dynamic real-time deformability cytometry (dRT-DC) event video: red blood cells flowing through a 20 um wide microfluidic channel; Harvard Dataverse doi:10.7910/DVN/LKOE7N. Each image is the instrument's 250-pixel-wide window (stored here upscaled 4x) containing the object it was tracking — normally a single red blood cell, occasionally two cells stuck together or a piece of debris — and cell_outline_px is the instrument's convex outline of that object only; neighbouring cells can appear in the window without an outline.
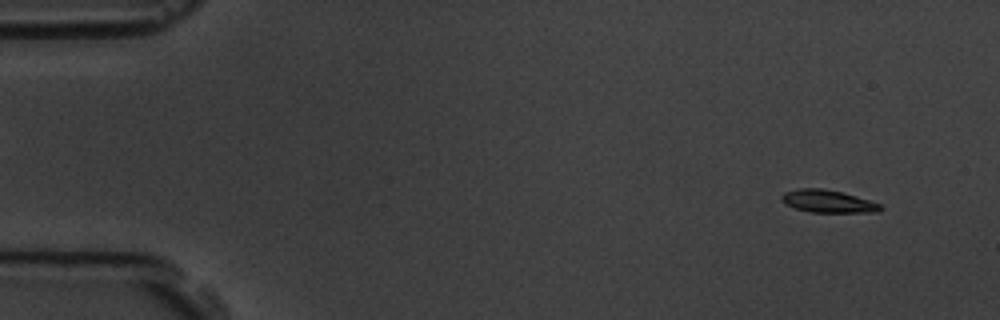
{"species": "common noctule bat (a hibernating species)", "species_latin": "Nyctalus noctula", "temperature_condition": "room temperature", "stored_images_in_passage": 5, "camera_frame_rate_fps": 3000, "um_per_image_px": 0.085, "animal": {"sex": "male", "body_mass_g": 19.5, "forearm_length_mm": 54.6}, "frame": {"image": 1, "passage_image": 1, "time_ms": 0.0, "image_size_px": [1000, 320], "cell_outline_px": [[884, 208], [880, 212], [812, 212], [796, 208], [784, 204], [780, 200], [780, 196], [784, 192], [800, 188], [820, 188], [840, 192], [856, 196], [880, 204]], "centroid_in_image_um": [70.35, 17.11], "position_along_channel_um": 14.7, "area_um2": 12.95}}
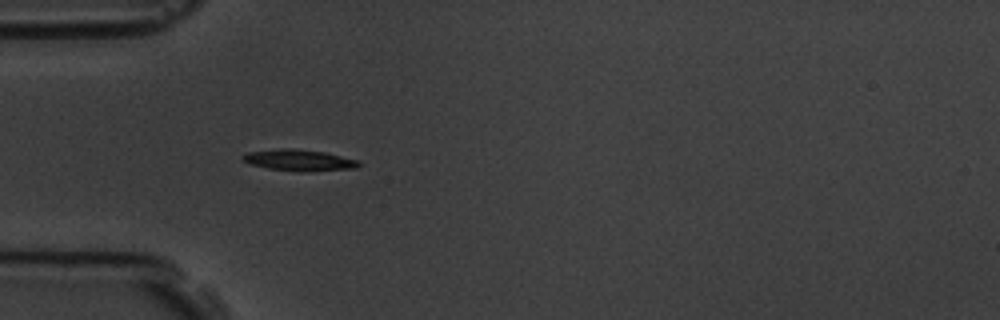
{"frame": {"image": 2, "passage_image": 4, "time_ms": 4.333, "image_size_px": [1000, 320], "cell_outline_px": [[360, 164], [356, 168], [300, 172], [268, 168], [252, 164], [240, 160], [240, 156], [248, 152], [280, 148], [292, 148], [324, 152], [360, 160]], "centroid_in_image_um": [25.41, 13.61], "position_along_channel_um": 59.6, "area_um2": 14.45}}
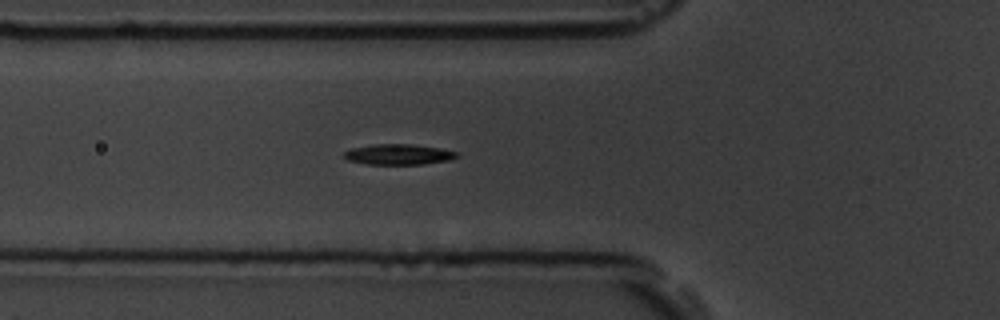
{"frame": {"image": 3, "passage_image": 5, "time_ms": 5.333, "image_size_px": [1000, 320], "cell_outline_px": [[460, 156], [452, 160], [424, 164], [364, 164], [348, 160], [344, 156], [344, 152], [352, 148], [372, 144], [412, 144], [440, 148], [460, 152]], "centroid_in_image_um": [33.94, 13.12], "position_along_channel_um": 91.9, "area_um2": 13.7}}